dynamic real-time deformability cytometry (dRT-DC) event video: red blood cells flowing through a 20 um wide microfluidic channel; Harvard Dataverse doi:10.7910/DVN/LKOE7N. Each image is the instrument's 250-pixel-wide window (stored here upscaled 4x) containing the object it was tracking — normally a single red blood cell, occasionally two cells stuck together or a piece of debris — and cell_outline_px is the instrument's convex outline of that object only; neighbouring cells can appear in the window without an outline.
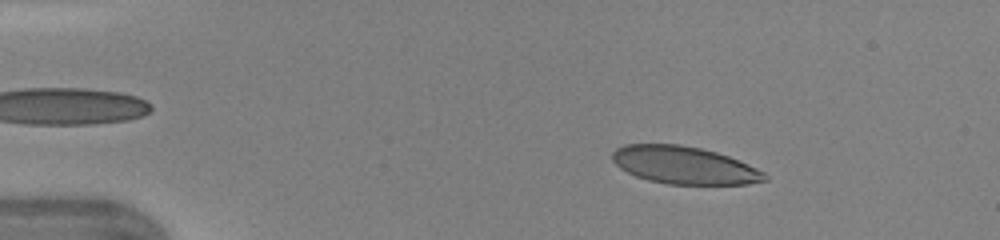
{"species": "human", "species_latin": "Homo sapiens", "temperature_condition": "warm", "stored_images_in_passage": 46, "camera_frame_rate_fps": 3000, "um_per_image_px": 0.085, "donor": {"sex": "female"}, "frame": {"image": 1, "passage_image": 7, "time_ms": 2.0, "image_size_px": [1000, 240], "cell_outline_px": [[768, 180], [748, 184], [668, 184], [648, 180], [636, 176], [620, 168], [612, 160], [612, 152], [616, 148], [624, 144], [680, 144], [700, 148], [716, 152], [728, 156], [748, 164], [764, 172], [768, 176]], "centroid_in_image_um": [58.15, 14.04], "position_along_channel_um": 26.8, "area_um2": 33.35}}
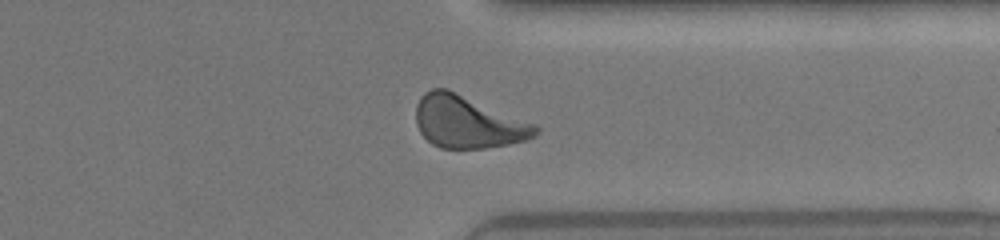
{"frame": {"image": 2, "passage_image": 36, "time_ms": 11.667, "image_size_px": [1000, 240], "cell_outline_px": [[540, 132], [536, 136], [528, 140], [508, 144], [484, 148], [440, 148], [432, 144], [420, 132], [416, 124], [416, 104], [420, 96], [424, 92], [432, 88], [448, 88], [536, 124], [540, 128]], "centroid_in_image_um": [39.77, 10.36], "position_along_channel_um": 371.6, "area_um2": 36.82}}
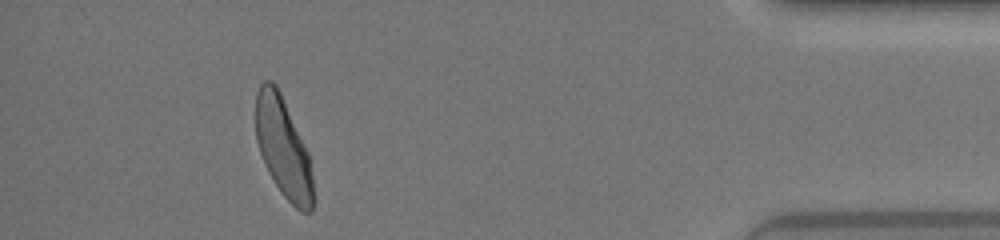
{"frame": {"image": 3, "passage_image": 42, "time_ms": 13.667, "image_size_px": [1000, 240], "cell_outline_px": [[316, 196], [312, 212], [300, 212], [284, 196], [268, 172], [260, 152], [256, 140], [256, 92], [260, 84], [264, 80], [272, 80], [276, 84], [280, 92], [308, 152]], "centroid_in_image_um": [24.1, 12.59], "position_along_channel_um": 411.1, "area_um2": 33.52}, "authors_computed_cell_mechanics": {"area_um2": 35.0846, "velocity_mm_per_s": 4.3612, "shape_relaxation_time_tau1_ms": 4.4508, "shape_relaxation_time_tau2_ms": null, "deformation_change_tau1": 0.1775, "deformation_change_tau2": null}}